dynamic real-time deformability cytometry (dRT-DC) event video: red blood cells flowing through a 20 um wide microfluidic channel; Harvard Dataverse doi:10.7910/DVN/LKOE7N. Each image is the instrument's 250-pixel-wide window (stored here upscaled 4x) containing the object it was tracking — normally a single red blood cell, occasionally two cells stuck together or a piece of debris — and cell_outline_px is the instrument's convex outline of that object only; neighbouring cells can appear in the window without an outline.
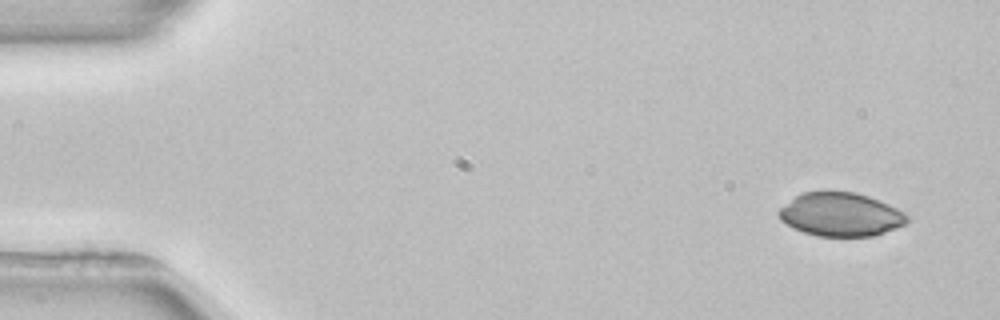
{"species": "common noctule bat (a hibernating species)", "species_latin": "Nyctalus noctula", "temperature_condition": "room temperature", "stored_images_in_passage": 4, "camera_frame_rate_fps": 3000, "um_per_image_px": 0.085, "animal": {"sex": "female", "body_mass_g": 22.7, "forearm_length_mm": 54.2}, "frame": {"image": 1, "passage_image": 1, "time_ms": 0.0, "image_size_px": [1000, 320], "cell_outline_px": [[912, 216], [904, 224], [896, 228], [872, 236], [816, 236], [792, 228], [780, 220], [776, 212], [780, 208], [796, 196], [804, 192], [856, 192], [880, 200]], "centroid_in_image_um": [71.46, 18.24], "position_along_channel_um": 13.5, "area_um2": 32.54}}